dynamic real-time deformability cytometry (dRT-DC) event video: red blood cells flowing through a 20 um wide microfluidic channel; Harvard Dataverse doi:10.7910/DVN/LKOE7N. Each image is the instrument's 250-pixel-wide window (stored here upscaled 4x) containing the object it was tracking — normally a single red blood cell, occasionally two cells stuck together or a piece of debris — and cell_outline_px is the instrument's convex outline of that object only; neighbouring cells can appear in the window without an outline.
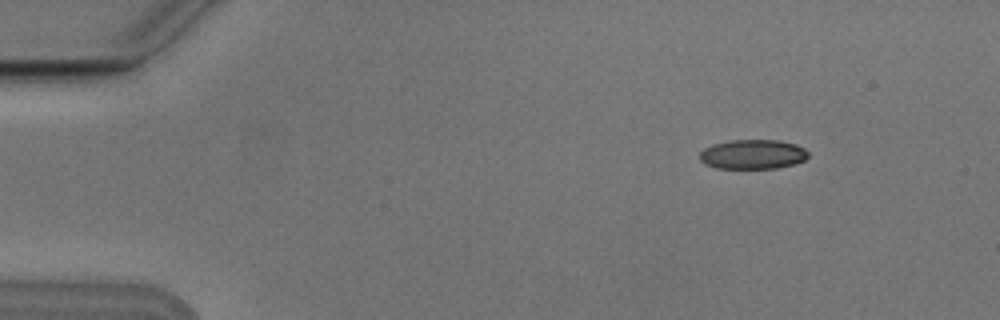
{"species": "Egyptian fruit bat (a non-hibernating species)", "species_latin": "Rousettus aegyptiacus", "temperature_condition": "cold", "stored_images_in_passage": 6, "camera_frame_rate_fps": 3000, "um_per_image_px": 0.085, "animal": {"sex": "male"}, "frame": {"image": 1, "passage_image": 2, "time_ms": 0.333, "image_size_px": [1000, 320], "cell_outline_px": [[808, 156], [804, 160], [796, 164], [776, 168], [716, 168], [704, 164], [700, 160], [700, 152], [704, 148], [712, 144], [728, 140], [780, 140], [796, 144], [804, 148], [808, 152]], "centroid_in_image_um": [63.98, 13.11], "position_along_channel_um": 21.0, "area_um2": 18.84}}
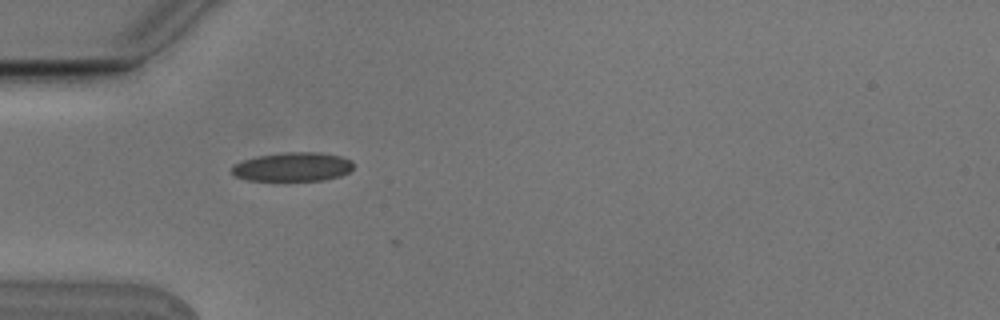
{"frame": {"image": 2, "passage_image": 5, "time_ms": 1.333, "image_size_px": [1000, 320], "cell_outline_px": [[352, 168], [348, 172], [340, 176], [324, 180], [248, 180], [236, 176], [232, 172], [232, 164], [256, 156], [284, 152], [320, 152], [340, 156], [352, 160]], "centroid_in_image_um": [24.88, 14.17], "position_along_channel_um": 60.1, "area_um2": 20.46}}
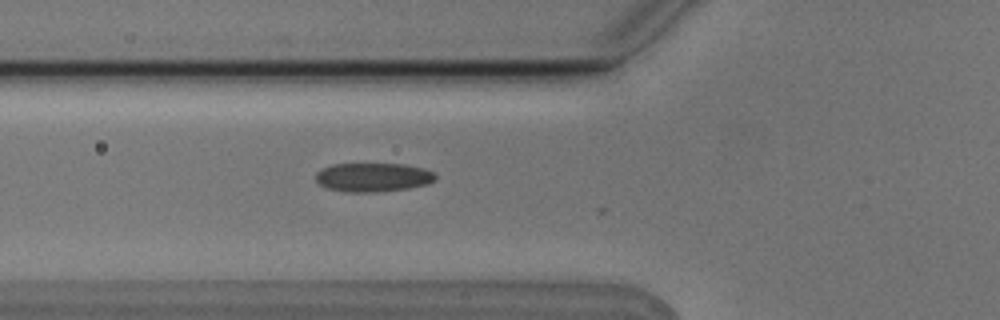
{"frame": {"image": 3, "passage_image": 6, "time_ms": 1.667, "image_size_px": [1000, 320], "cell_outline_px": [[436, 176], [428, 184], [408, 188], [372, 192], [348, 192], [328, 188], [320, 184], [316, 180], [316, 172], [332, 164], [404, 164], [424, 168], [432, 172]], "centroid_in_image_um": [31.7, 15.06], "position_along_channel_um": 94.1, "area_um2": 19.88}}